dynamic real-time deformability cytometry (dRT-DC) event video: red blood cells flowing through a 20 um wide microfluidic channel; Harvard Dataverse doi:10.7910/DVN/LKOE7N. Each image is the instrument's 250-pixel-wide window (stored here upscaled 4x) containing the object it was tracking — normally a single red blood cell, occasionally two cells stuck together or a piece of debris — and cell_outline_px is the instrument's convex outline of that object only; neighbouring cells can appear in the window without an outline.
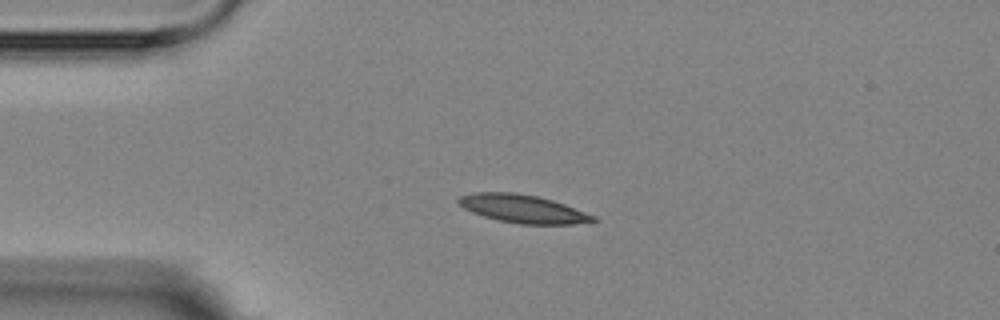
{"species": "Egyptian fruit bat (a non-hibernating species)", "species_latin": "Rousettus aegyptiacus", "temperature_condition": "room temperature", "stored_images_in_passage": 5, "camera_frame_rate_fps": 3000, "um_per_image_px": 0.085, "animal": {"sex": "female"}, "frame": {"image": 1, "passage_image": 3, "time_ms": 2.333, "image_size_px": [1000, 320], "cell_outline_px": [[600, 220], [572, 224], [520, 224], [500, 220], [484, 216], [472, 212], [464, 208], [456, 200], [460, 196], [472, 192], [516, 192], [536, 196], [552, 200], [564, 204], [596, 216]], "centroid_in_image_um": [44.44, 17.74], "position_along_channel_um": 40.6, "area_um2": 21.96}}
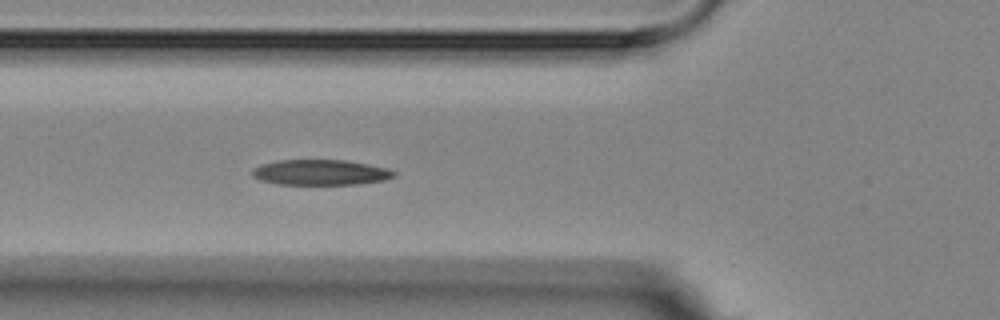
{"frame": {"image": 2, "passage_image": 5, "time_ms": 4.667, "image_size_px": [1000, 320], "cell_outline_px": [[396, 176], [384, 180], [356, 184], [280, 184], [260, 180], [252, 176], [252, 168], [260, 164], [276, 160], [344, 160], [368, 164], [388, 168], [396, 172]], "centroid_in_image_um": [27.23, 14.64], "position_along_channel_um": 98.6, "area_um2": 21.04}}